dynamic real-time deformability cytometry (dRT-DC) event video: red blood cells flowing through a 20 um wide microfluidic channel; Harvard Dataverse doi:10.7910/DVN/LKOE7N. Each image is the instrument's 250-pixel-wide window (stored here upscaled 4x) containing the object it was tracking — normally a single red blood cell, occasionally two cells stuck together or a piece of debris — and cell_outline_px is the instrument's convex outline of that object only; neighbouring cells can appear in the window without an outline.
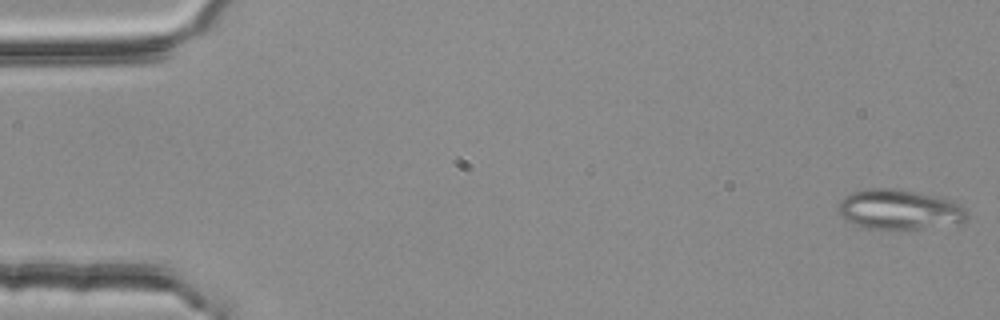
{"species": "common noctule bat (a hibernating species)", "species_latin": "Nyctalus noctula", "temperature_condition": "room temperature", "stored_images_in_passage": 54, "segment_of_instrument_passage": [1, 2], "camera_frame_rate_fps": 3000, "um_per_image_px": 0.085, "animal": {"sex": "female", "body_mass_g": 25.1}, "frame": {"image": 1, "passage_image": 1, "time_ms": 0.0, "image_size_px": [1000, 320], "cell_outline_px": [[968, 216], [960, 224], [900, 232], [868, 228], [856, 224], [848, 220], [840, 212], [840, 200], [844, 196], [852, 192], [868, 188], [896, 188], [936, 196], [952, 200], [960, 204], [964, 208]], "centroid_in_image_um": [76.51, 17.84], "position_along_channel_um": 8.5, "area_um2": 30.58}}